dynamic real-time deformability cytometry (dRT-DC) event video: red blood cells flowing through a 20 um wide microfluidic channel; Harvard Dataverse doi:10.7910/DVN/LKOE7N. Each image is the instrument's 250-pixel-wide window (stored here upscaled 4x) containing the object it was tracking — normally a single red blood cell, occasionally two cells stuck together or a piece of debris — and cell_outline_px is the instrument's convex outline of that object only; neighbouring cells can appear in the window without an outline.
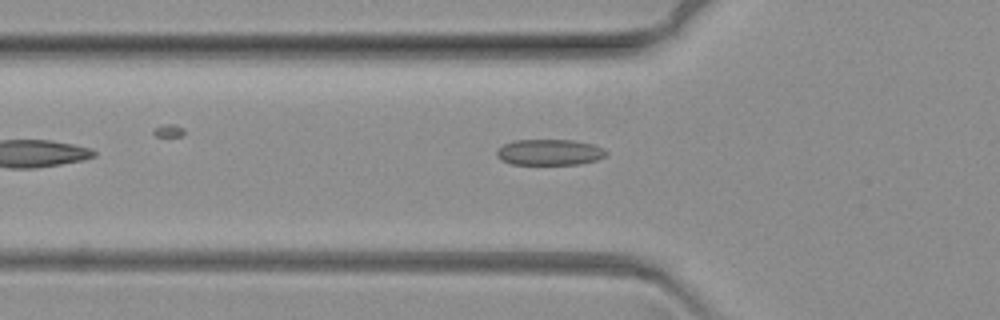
{"species": "common noctule bat (a hibernating species)", "species_latin": "Nyctalus noctula", "temperature_condition": "warm", "stored_images_in_passage": 43, "camera_frame_rate_fps": 3000, "um_per_image_px": 0.085, "animal": {"sex": "female", "body_mass_g": 19.3, "forearm_length_mm": 54.1}, "frame": {"image": 1, "passage_image": 3, "time_ms": 0.667, "image_size_px": [1000, 320], "cell_outline_px": [[608, 152], [604, 156], [596, 160], [580, 164], [512, 164], [500, 160], [496, 156], [496, 152], [504, 144], [516, 140], [572, 140], [592, 144], [604, 148]], "centroid_in_image_um": [46.71, 12.94], "position_along_channel_um": 79.1, "area_um2": 16.47}}
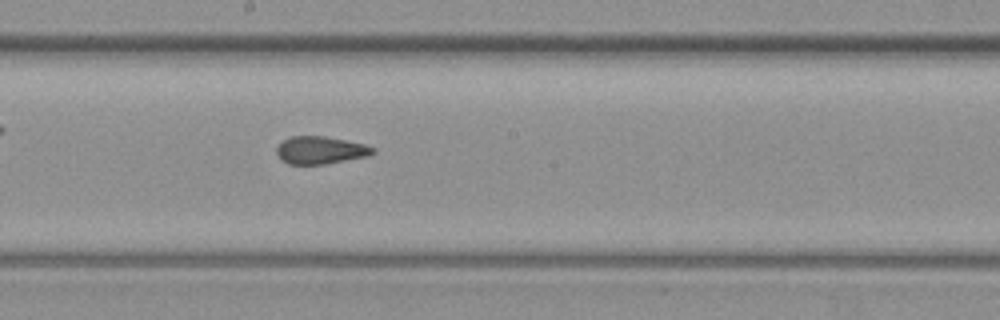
{"frame": {"image": 2, "passage_image": 17, "time_ms": 5.333, "image_size_px": [1000, 320], "cell_outline_px": [[376, 152], [368, 156], [324, 164], [288, 164], [280, 160], [276, 152], [276, 148], [284, 140], [292, 136], [324, 136], [364, 144], [376, 148]], "centroid_in_image_um": [27.24, 12.77], "position_along_channel_um": 221.0, "area_um2": 15.43}}
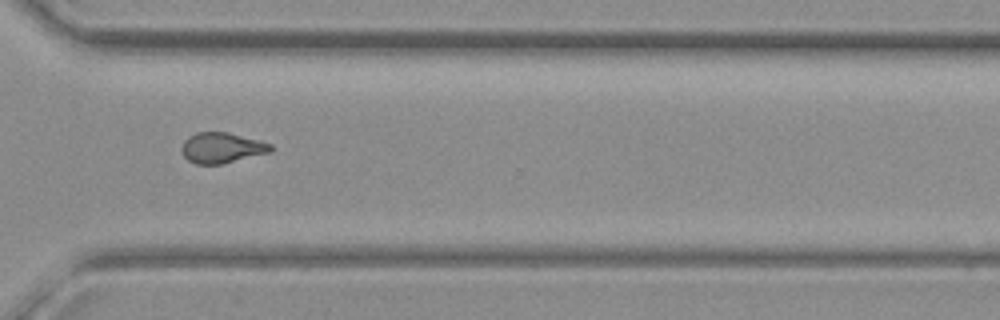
{"frame": {"image": 3, "passage_image": 30, "time_ms": 9.667, "image_size_px": [1000, 320], "cell_outline_px": [[272, 152], [224, 164], [196, 164], [188, 160], [184, 156], [180, 148], [184, 140], [188, 136], [196, 132], [228, 132], [272, 144]], "centroid_in_image_um": [18.84, 12.57], "position_along_channel_um": 351.8, "area_um2": 16.01}}